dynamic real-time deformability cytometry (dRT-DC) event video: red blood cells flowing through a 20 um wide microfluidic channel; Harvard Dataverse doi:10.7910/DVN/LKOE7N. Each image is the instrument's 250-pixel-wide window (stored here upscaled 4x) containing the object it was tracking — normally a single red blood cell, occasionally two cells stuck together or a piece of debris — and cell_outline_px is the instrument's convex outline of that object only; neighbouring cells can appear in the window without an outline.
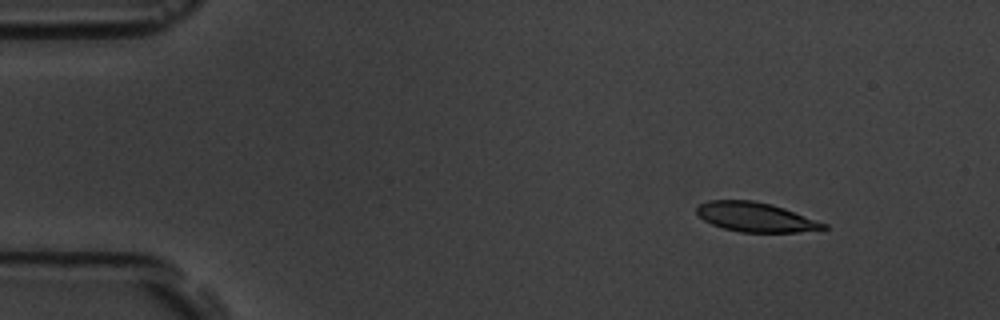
{"species": "common noctule bat (a hibernating species)", "species_latin": "Nyctalus noctula", "temperature_condition": "room temperature", "stored_images_in_passage": 4, "camera_frame_rate_fps": 3000, "um_per_image_px": 0.085, "animal": {"sex": "male", "body_mass_g": 19.5, "forearm_length_mm": 54.6}, "frame": {"image": 1, "passage_image": 1, "time_ms": 0.0, "image_size_px": [1000, 320], "cell_outline_px": [[828, 228], [796, 232], [740, 232], [724, 228], [712, 224], [704, 220], [696, 212], [696, 208], [700, 204], [708, 200], [752, 200], [772, 204], [784, 208], [828, 224]], "centroid_in_image_um": [64.22, 18.45], "position_along_channel_um": 20.8, "area_um2": 21.62}}
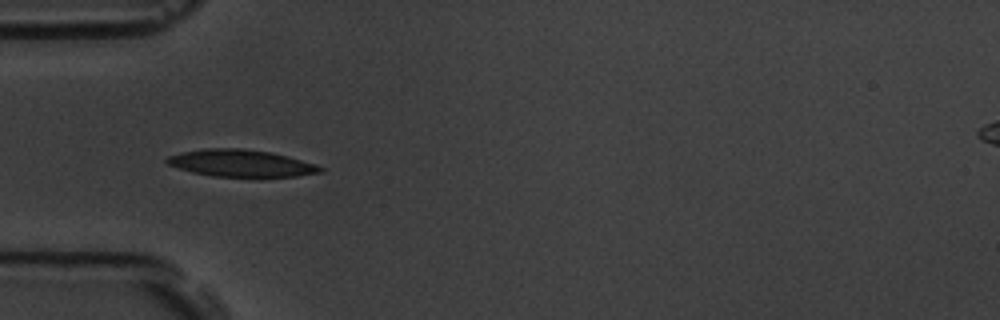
{"frame": {"image": 2, "passage_image": 4, "time_ms": 3.667, "image_size_px": [1000, 320], "cell_outline_px": [[324, 172], [296, 176], [260, 180], [212, 176], [192, 172], [168, 164], [164, 160], [168, 156], [184, 152], [204, 148], [240, 148], [272, 152], [288, 156], [316, 164], [324, 168]], "centroid_in_image_um": [20.57, 13.92], "position_along_channel_um": 64.4, "area_um2": 25.2}}